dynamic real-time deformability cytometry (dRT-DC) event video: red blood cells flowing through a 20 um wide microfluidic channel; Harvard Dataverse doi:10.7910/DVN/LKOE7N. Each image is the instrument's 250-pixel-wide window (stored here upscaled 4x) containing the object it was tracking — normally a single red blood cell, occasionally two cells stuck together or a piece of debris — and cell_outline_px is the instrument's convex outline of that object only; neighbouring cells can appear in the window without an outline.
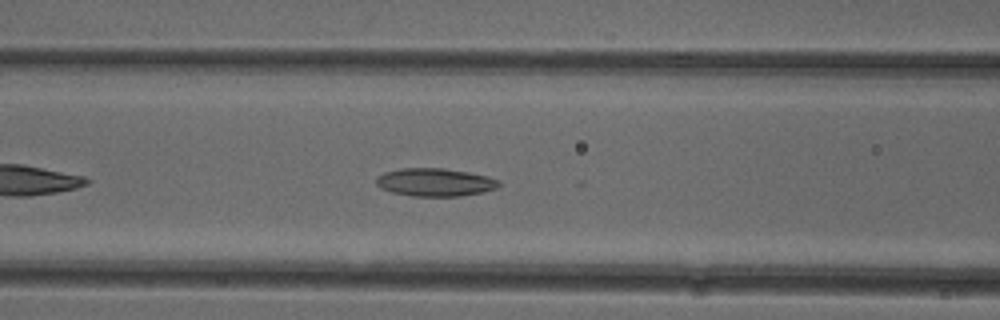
{"species": "common noctule bat (a hibernating species)", "species_latin": "Nyctalus noctula", "temperature_condition": "cold", "stored_images_in_passage": 40, "camera_frame_rate_fps": 3000, "um_per_image_px": 0.085, "animal": {"sex": "female"}, "frame": {"image": 1, "passage_image": 9, "time_ms": 2.667, "image_size_px": [1000, 320], "cell_outline_px": [[500, 184], [496, 188], [484, 192], [460, 196], [412, 196], [392, 192], [380, 188], [376, 184], [376, 176], [384, 172], [400, 168], [444, 168], [468, 172], [488, 176], [500, 180]], "centroid_in_image_um": [36.97, 15.49], "position_along_channel_um": 129.6, "area_um2": 20.17}}
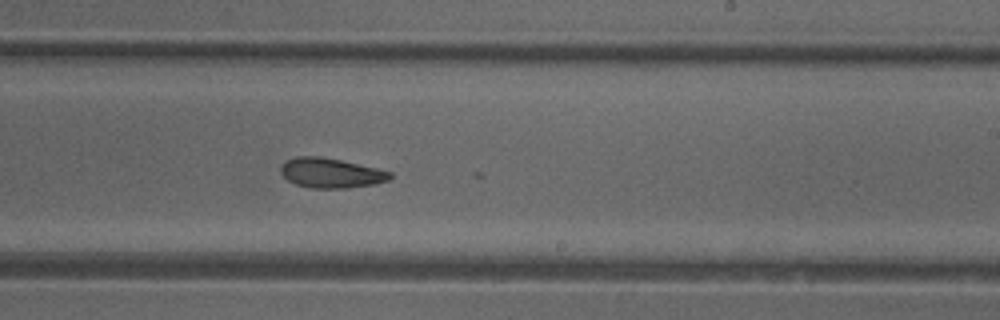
{"frame": {"image": 2, "passage_image": 19, "time_ms": 6.0, "image_size_px": [1000, 320], "cell_outline_px": [[392, 176], [388, 180], [376, 184], [348, 188], [312, 188], [296, 184], [288, 180], [280, 172], [280, 168], [288, 160], [296, 156], [320, 156], [340, 160], [376, 168], [392, 172]], "centroid_in_image_um": [28.14, 14.71], "position_along_channel_um": 260.9, "area_um2": 18.84}}
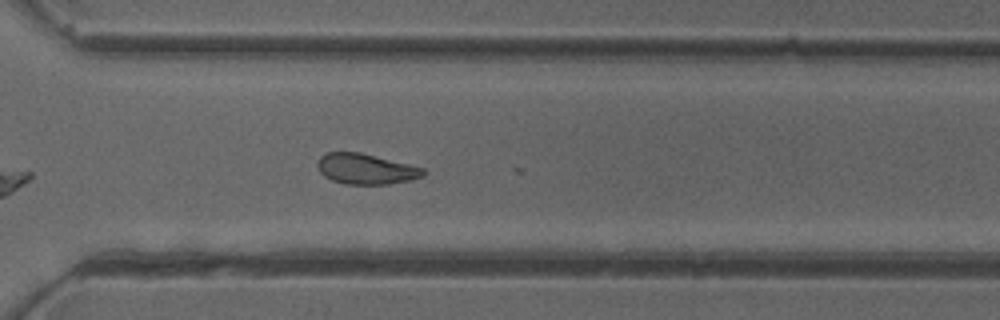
{"frame": {"image": 3, "passage_image": 25, "time_ms": 8.0, "image_size_px": [1000, 320], "cell_outline_px": [[428, 172], [424, 176], [408, 180], [388, 184], [344, 184], [332, 180], [324, 176], [320, 172], [316, 164], [320, 156], [324, 152], [360, 152], [424, 168]], "centroid_in_image_um": [31.08, 14.35], "position_along_channel_um": 339.5, "area_um2": 18.84}}